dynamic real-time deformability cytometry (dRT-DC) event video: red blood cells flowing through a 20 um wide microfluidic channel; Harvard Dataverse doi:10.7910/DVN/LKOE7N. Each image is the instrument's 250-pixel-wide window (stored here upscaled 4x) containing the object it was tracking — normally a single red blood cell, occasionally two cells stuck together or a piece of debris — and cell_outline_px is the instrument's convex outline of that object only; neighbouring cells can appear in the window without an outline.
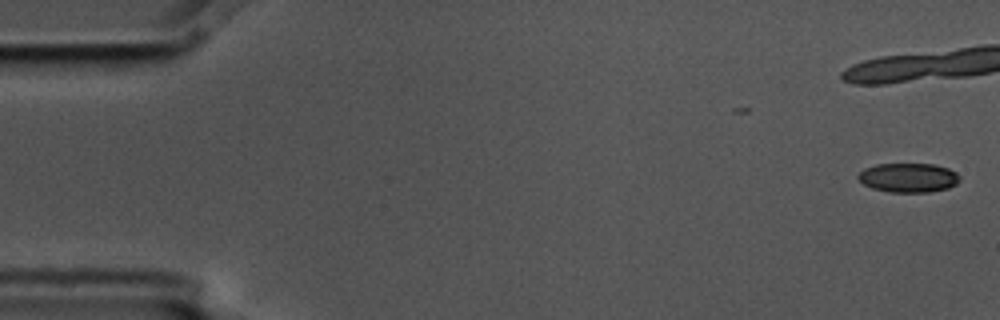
{"species": "common noctule bat (a hibernating species)", "species_latin": "Nyctalus noctula", "temperature_condition": "cold", "stored_images_in_passage": 11, "camera_frame_rate_fps": 3000, "um_per_image_px": 0.085, "animal": {"sex": "male", "body_mass_g": 17.5, "forearm_length_mm": 52.3}, "frame": {"image": 1, "passage_image": 1, "time_ms": 0.0, "image_size_px": [1000, 320], "cell_outline_px": [[960, 180], [956, 184], [948, 188], [928, 192], [888, 192], [872, 188], [864, 184], [856, 176], [864, 168], [876, 164], [936, 164], [948, 168], [956, 172], [960, 176]], "centroid_in_image_um": [77.22, 15.1], "position_along_channel_um": 7.8, "area_um2": 17.4}}